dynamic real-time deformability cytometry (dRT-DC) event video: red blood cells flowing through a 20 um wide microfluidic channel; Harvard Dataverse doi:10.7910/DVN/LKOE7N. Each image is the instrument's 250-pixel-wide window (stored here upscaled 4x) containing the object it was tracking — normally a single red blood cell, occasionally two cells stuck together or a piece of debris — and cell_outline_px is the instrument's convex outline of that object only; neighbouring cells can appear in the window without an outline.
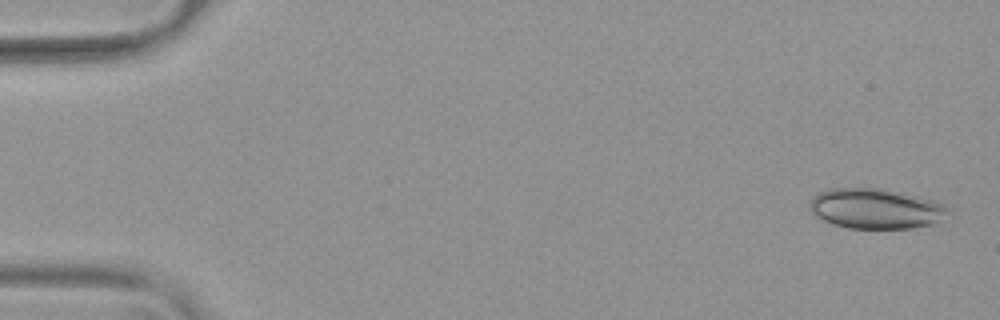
{"species": "common noctule bat (a hibernating species)", "species_latin": "Nyctalus noctula", "temperature_condition": "warm", "stored_images_in_passage": 53, "camera_frame_rate_fps": 3000, "um_per_image_px": 0.085, "animal": {"sex": "female", "body_mass_g": 19.9}, "frame": {"image": 1, "passage_image": 2, "time_ms": 0.333, "image_size_px": [1000, 320], "cell_outline_px": [[956, 216], [932, 224], [912, 228], [848, 228], [832, 224], [816, 216], [812, 212], [808, 204], [808, 200], [816, 192], [828, 188], [884, 188], [920, 196], [944, 204]], "centroid_in_image_um": [74.49, 17.72], "position_along_channel_um": 10.5, "area_um2": 33.29}}
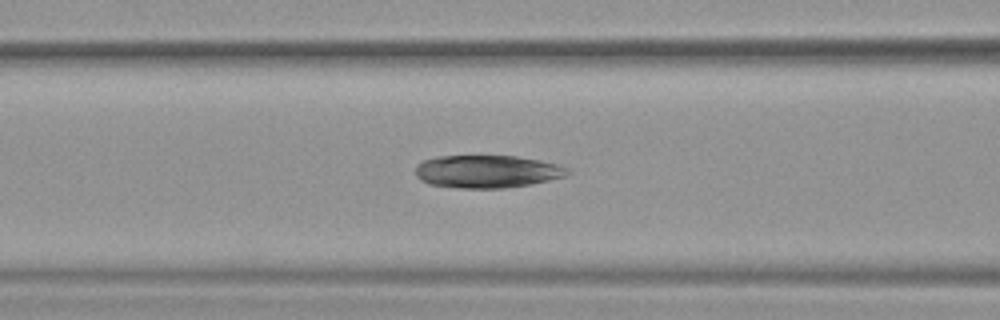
{"frame": {"image": 2, "passage_image": 22, "time_ms": 7.0, "image_size_px": [1000, 320], "cell_outline_px": [[572, 172], [568, 176], [532, 184], [504, 188], [456, 188], [428, 184], [420, 180], [416, 176], [416, 164], [424, 160], [436, 156], [516, 156], [540, 160], [560, 164], [568, 168]], "centroid_in_image_um": [41.43, 14.58], "position_along_channel_um": 125.2, "area_um2": 29.42}}
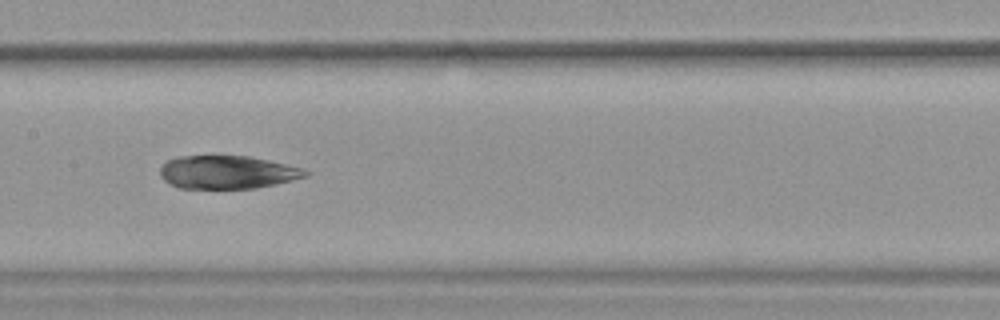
{"frame": {"image": 3, "passage_image": 27, "time_ms": 8.667, "image_size_px": [1000, 320], "cell_outline_px": [[308, 176], [276, 184], [256, 188], [180, 188], [168, 184], [160, 176], [160, 168], [168, 160], [176, 156], [212, 152], [248, 156], [268, 160], [304, 168], [308, 172]], "centroid_in_image_um": [19.27, 14.58], "position_along_channel_um": 188.1, "area_um2": 29.13}}